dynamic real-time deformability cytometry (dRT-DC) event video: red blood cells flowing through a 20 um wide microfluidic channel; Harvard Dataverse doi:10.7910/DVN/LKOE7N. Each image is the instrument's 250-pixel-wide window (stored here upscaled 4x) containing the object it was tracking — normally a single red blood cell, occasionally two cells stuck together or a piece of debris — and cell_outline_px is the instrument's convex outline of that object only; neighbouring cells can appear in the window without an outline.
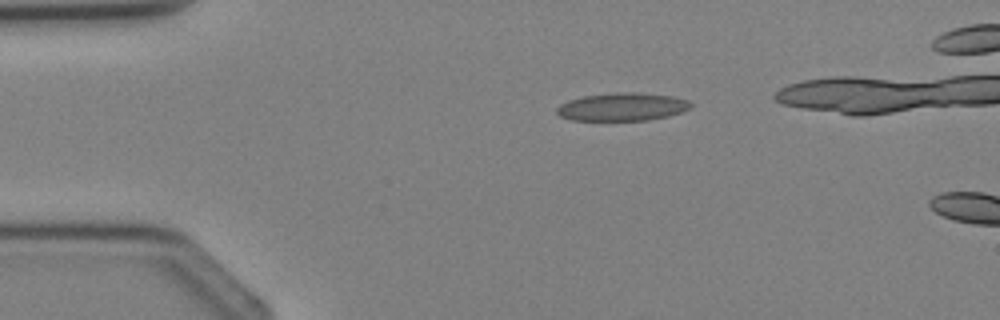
{"species": "Egyptian fruit bat (a non-hibernating species)", "species_latin": "Rousettus aegyptiacus", "temperature_condition": "cold", "stored_images_in_passage": 2, "camera_frame_rate_fps": 3000, "um_per_image_px": 0.085, "animal": {"sex": "female"}, "frame": {"image": 1, "passage_image": 1, "time_ms": 0.0, "image_size_px": [1000, 320], "cell_outline_px": [[692, 104], [688, 108], [680, 112], [668, 116], [648, 120], [572, 120], [560, 116], [556, 112], [556, 108], [560, 104], [568, 100], [584, 96], [616, 92], [636, 92], [672, 96], [688, 100]], "centroid_in_image_um": [52.86, 9.08], "position_along_channel_um": 32.1, "area_um2": 21.73}}